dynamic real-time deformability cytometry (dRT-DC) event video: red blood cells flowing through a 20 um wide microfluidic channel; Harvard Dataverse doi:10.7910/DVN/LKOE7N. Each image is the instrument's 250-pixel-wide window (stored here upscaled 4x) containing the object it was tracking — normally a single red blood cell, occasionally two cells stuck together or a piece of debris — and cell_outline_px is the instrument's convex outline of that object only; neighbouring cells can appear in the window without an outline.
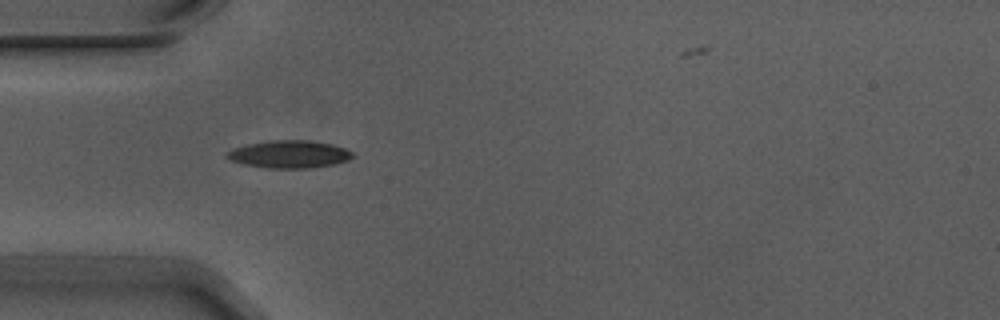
{"species": "Egyptian fruit bat (a non-hibernating species)", "species_latin": "Rousettus aegyptiacus", "temperature_condition": "warm", "stored_images_in_passage": 6, "camera_frame_rate_fps": 3000, "um_per_image_px": 0.085, "animal": {"sex": "male"}, "frame": {"image": 1, "passage_image": 5, "time_ms": 1.333, "image_size_px": [1000, 320], "cell_outline_px": [[356, 156], [348, 160], [336, 164], [312, 168], [268, 168], [244, 164], [228, 160], [224, 156], [232, 148], [248, 144], [272, 140], [308, 140], [332, 144], [344, 148], [352, 152]], "centroid_in_image_um": [24.6, 13.11], "position_along_channel_um": 60.4, "area_um2": 20.35}}